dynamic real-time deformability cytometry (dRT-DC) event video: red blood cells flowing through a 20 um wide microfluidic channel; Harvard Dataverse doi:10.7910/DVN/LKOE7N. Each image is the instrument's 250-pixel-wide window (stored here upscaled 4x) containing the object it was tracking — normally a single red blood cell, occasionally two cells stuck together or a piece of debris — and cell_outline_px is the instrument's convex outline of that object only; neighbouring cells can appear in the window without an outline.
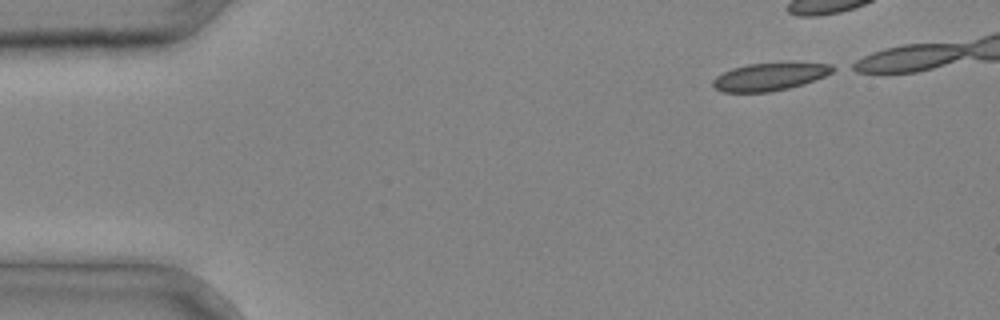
{"species": "common noctule bat (a hibernating species)", "species_latin": "Nyctalus noctula", "temperature_condition": "cold", "stored_images_in_passage": 14, "camera_frame_rate_fps": 3000, "um_per_image_px": 0.085, "animal": {"sex": "male", "body_mass_g": 20.4}, "frame": {"image": 1, "passage_image": 1, "time_ms": 0.0, "image_size_px": [1000, 320], "cell_outline_px": [[840, 68], [824, 76], [804, 84], [788, 88], [768, 92], [720, 92], [712, 84], [712, 80], [716, 76], [732, 68], [748, 64], [832, 64]], "centroid_in_image_um": [65.4, 6.54], "position_along_channel_um": 19.6, "area_um2": 18.96}}